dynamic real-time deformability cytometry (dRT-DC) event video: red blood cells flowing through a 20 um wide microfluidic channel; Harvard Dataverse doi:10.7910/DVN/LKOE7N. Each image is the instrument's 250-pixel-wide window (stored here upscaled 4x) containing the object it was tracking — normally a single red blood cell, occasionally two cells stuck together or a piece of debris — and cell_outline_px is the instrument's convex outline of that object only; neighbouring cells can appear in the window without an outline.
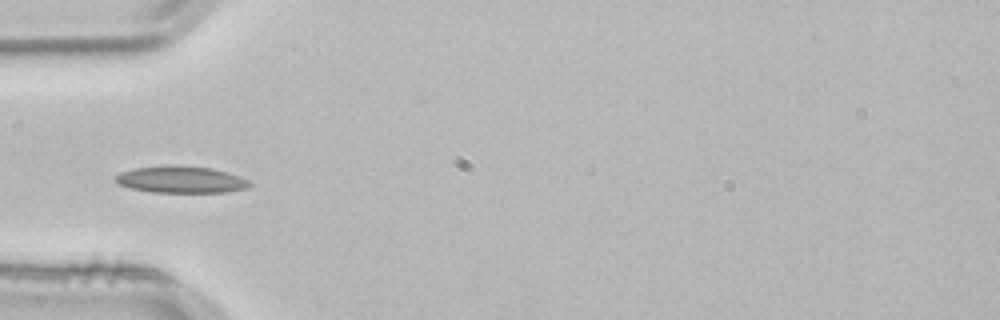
{"species": "common noctule bat (a hibernating species)", "species_latin": "Nyctalus noctula", "temperature_condition": "room temperature", "stored_images_in_passage": 4, "camera_frame_rate_fps": 3000, "um_per_image_px": 0.085, "animal": {"sex": "male", "body_mass_g": 21.5, "forearm_length_mm": 52.0}, "frame": {"image": 1, "passage_image": 4, "time_ms": 1.0, "image_size_px": [1000, 320], "cell_outline_px": [[252, 184], [248, 188], [224, 192], [152, 192], [132, 188], [116, 184], [112, 180], [112, 176], [120, 172], [132, 168], [164, 164], [176, 164], [212, 168], [248, 180]], "centroid_in_image_um": [15.26, 15.24], "position_along_channel_um": 69.7, "area_um2": 21.33}}